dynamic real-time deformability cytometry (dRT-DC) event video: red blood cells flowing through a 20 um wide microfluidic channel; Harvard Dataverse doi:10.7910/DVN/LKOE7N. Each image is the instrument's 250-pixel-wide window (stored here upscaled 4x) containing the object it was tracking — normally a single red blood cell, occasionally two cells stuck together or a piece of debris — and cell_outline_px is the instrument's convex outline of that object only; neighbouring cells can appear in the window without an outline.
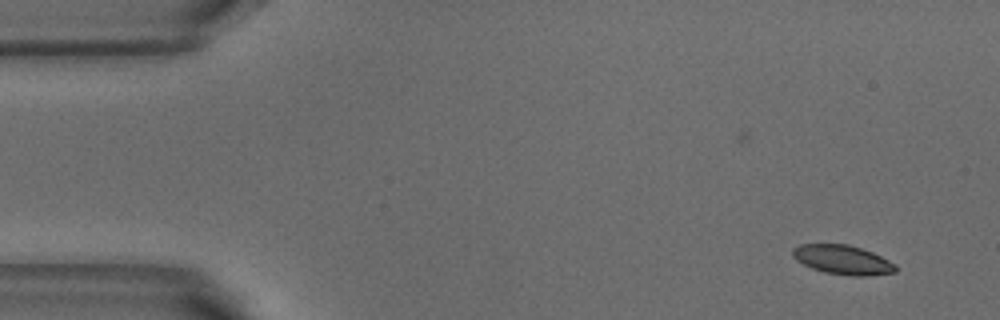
{"species": "common noctule bat (a hibernating species)", "species_latin": "Nyctalus noctula", "temperature_condition": "warm", "stored_images_in_passage": 5, "camera_frame_rate_fps": 3000, "um_per_image_px": 0.085, "animal": {"sex": "male", "body_mass_g": 18.8}, "frame": {"image": 1, "passage_image": 2, "time_ms": 0.333, "image_size_px": [1000, 320], "cell_outline_px": [[896, 272], [868, 276], [852, 276], [824, 272], [812, 268], [796, 260], [792, 256], [792, 248], [800, 244], [848, 244], [872, 252], [896, 264]], "centroid_in_image_um": [71.62, 22.08], "position_along_channel_um": 13.4, "area_um2": 17.57}}
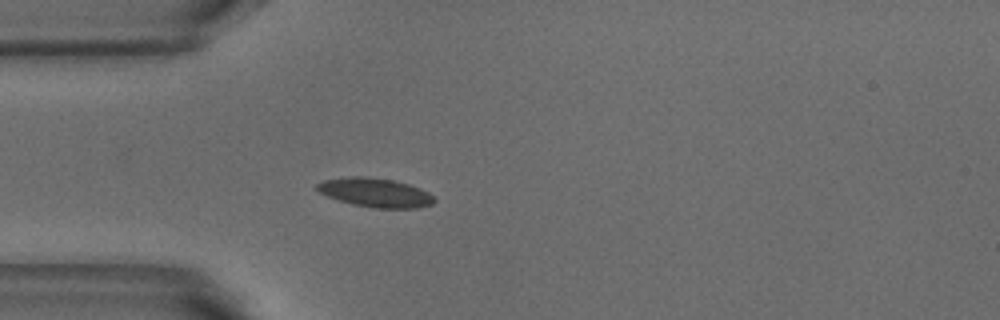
{"frame": {"image": 2, "passage_image": 5, "time_ms": 1.333, "image_size_px": [1000, 320], "cell_outline_px": [[436, 200], [432, 204], [416, 208], [372, 208], [352, 204], [328, 196], [320, 192], [316, 188], [316, 184], [324, 180], [352, 176], [364, 176], [392, 180], [408, 184], [420, 188], [428, 192]], "centroid_in_image_um": [31.91, 16.37], "position_along_channel_um": 53.1, "area_um2": 19.65}}